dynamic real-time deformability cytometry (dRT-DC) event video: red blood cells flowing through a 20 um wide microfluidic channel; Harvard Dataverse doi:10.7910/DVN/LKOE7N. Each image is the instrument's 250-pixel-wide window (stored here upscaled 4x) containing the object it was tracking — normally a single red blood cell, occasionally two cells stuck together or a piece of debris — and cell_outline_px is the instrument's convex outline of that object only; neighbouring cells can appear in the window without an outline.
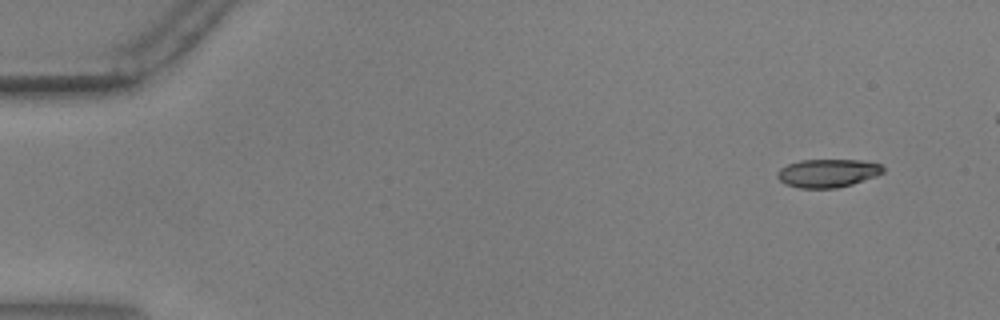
{"species": "common noctule bat (a hibernating species)", "species_latin": "Nyctalus noctula", "temperature_condition": "warm", "stored_images_in_passage": 53, "camera_frame_rate_fps": 3000, "um_per_image_px": 0.085, "animal": {"sex": "male", "body_mass_g": 17.9, "forearm_length_mm": 54.2}, "frame": {"image": 1, "passage_image": 5, "time_ms": 1.333, "image_size_px": [1000, 320], "cell_outline_px": [[880, 172], [848, 184], [824, 188], [816, 188], [792, 184], [784, 180], [780, 176], [792, 164], [812, 160], [844, 160], [876, 164], [880, 168]], "centroid_in_image_um": [70.4, 14.7], "position_along_channel_um": 14.6, "area_um2": 14.8}}
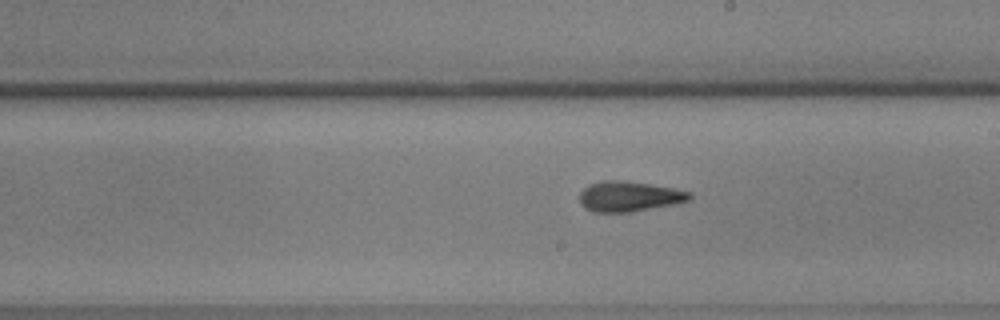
{"frame": {"image": 2, "passage_image": 33, "time_ms": 10.667, "image_size_px": [1000, 320], "cell_outline_px": [[688, 196], [680, 200], [636, 208], [592, 208], [584, 200], [584, 196], [592, 188], [604, 184], [628, 184], [660, 188], [680, 192]], "centroid_in_image_um": [53.5, 16.69], "position_along_channel_um": 235.5, "area_um2": 13.41}}
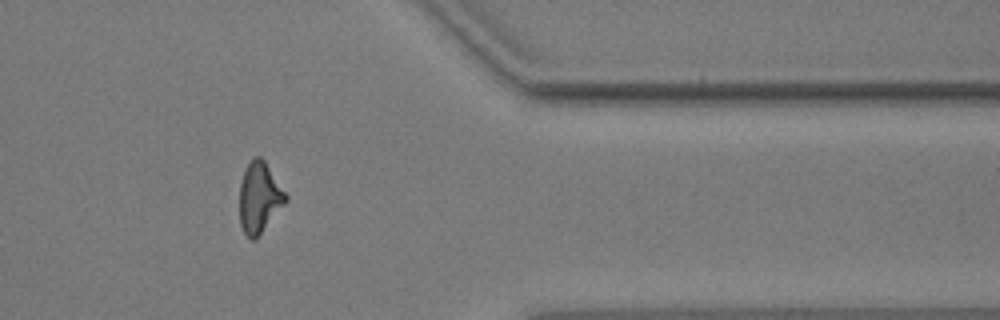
{"frame": {"image": 3, "passage_image": 47, "time_ms": 15.333, "image_size_px": [1000, 320], "cell_outline_px": [[284, 200], [256, 236], [248, 236], [244, 228], [240, 216], [240, 192], [244, 176], [252, 160], [260, 160], [264, 164], [284, 192]], "centroid_in_image_um": [21.99, 16.8], "position_along_channel_um": 389.4, "area_um2": 16.18}}